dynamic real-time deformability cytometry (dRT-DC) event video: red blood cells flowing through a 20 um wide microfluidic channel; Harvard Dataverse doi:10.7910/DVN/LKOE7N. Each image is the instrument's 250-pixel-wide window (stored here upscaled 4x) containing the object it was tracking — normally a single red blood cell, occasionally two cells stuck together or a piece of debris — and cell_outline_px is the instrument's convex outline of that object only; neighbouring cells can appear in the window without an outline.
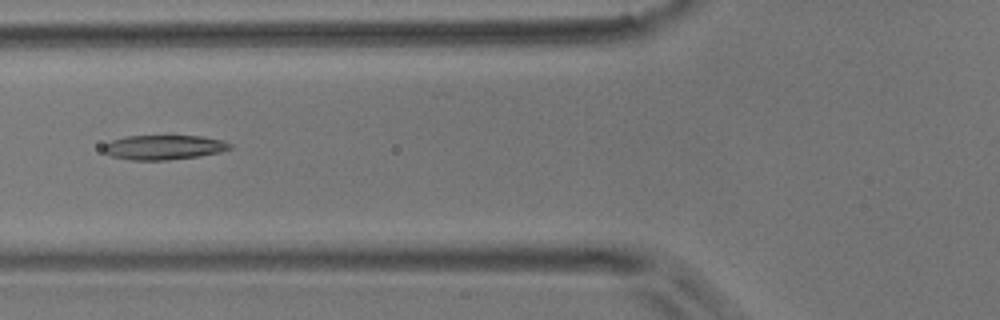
{"species": "common noctule bat (a hibernating species)", "species_latin": "Nyctalus noctula", "temperature_condition": "room temperature", "stored_images_in_passage": 15, "camera_frame_rate_fps": 3000, "um_per_image_px": 0.085, "animal": {"sex": "male", "body_mass_g": 17.9}, "frame": {"image": 1, "passage_image": 6, "time_ms": 6.667, "image_size_px": [1000, 320], "cell_outline_px": [[232, 148], [220, 152], [200, 156], [168, 160], [132, 160], [112, 156], [104, 152], [100, 148], [104, 144], [112, 140], [124, 136], [200, 136], [220, 140], [232, 144]], "centroid_in_image_um": [13.89, 12.52], "position_along_channel_um": 111.9, "area_um2": 18.15}}
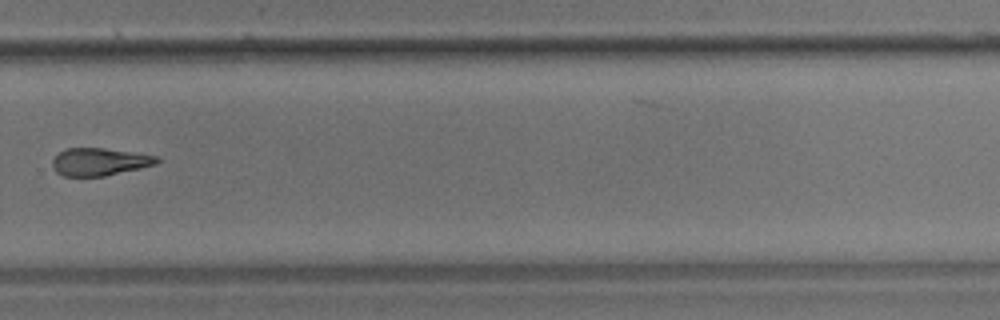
{"frame": {"image": 2, "passage_image": 11, "time_ms": 12.667, "image_size_px": [1000, 320], "cell_outline_px": [[160, 160], [156, 164], [140, 168], [104, 176], [64, 176], [56, 172], [52, 164], [52, 160], [60, 152], [68, 148], [104, 148], [160, 156]], "centroid_in_image_um": [8.48, 13.75], "position_along_channel_um": 321.3, "area_um2": 16.7}}
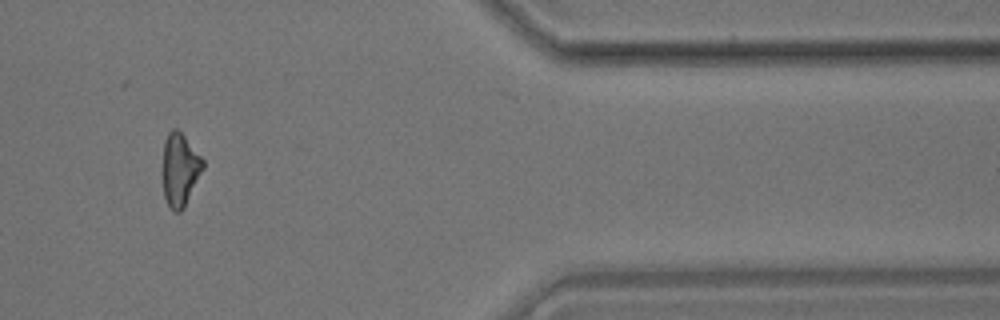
{"frame": {"image": 3, "passage_image": 13, "time_ms": 15.667, "image_size_px": [1000, 320], "cell_outline_px": [[204, 168], [184, 208], [180, 212], [172, 212], [164, 196], [160, 172], [164, 140], [168, 132], [172, 128], [176, 128], [184, 136], [204, 160]], "centroid_in_image_um": [15.24, 14.43], "position_along_channel_um": 396.2, "area_um2": 17.69}, "authors_computed_cell_mechanics": {"area_um2": 17.6868, "velocity_mm_per_s": 3.4977, "shape_relaxation_time_tau1_ms": 4.9228, "shape_relaxation_time_tau2_ms": 4.3373, "deformation_change_tau1": 0.1305, "deformation_change_tau2": 0.113}}